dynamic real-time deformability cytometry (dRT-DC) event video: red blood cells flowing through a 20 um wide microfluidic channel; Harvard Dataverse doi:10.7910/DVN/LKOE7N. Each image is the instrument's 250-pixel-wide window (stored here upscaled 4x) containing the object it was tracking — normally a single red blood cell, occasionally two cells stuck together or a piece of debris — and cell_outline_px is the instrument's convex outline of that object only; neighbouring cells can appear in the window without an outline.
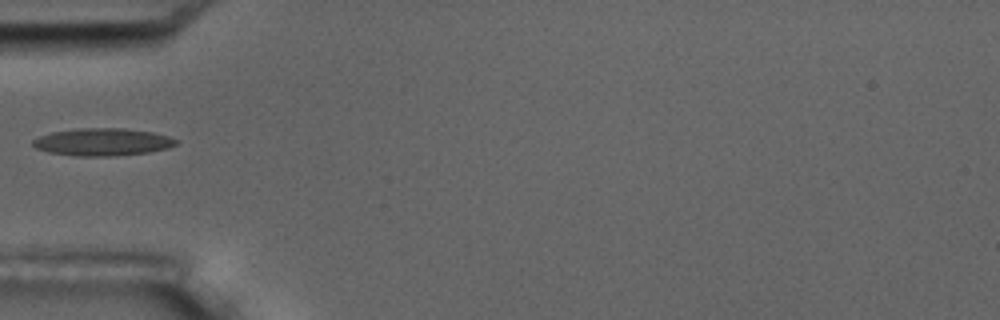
{"species": "common noctule bat (a hibernating species)", "species_latin": "Nyctalus noctula", "temperature_condition": "room temperature", "stored_images_in_passage": 5, "camera_frame_rate_fps": 3000, "um_per_image_px": 0.085, "animal": {"sex": "male", "body_mass_g": 17.5, "forearm_length_mm": 52.3}, "frame": {"image": 1, "passage_image": 5, "time_ms": 4.667, "image_size_px": [1000, 320], "cell_outline_px": [[180, 140], [176, 144], [168, 148], [148, 152], [112, 156], [76, 156], [48, 152], [36, 148], [32, 144], [32, 140], [40, 136], [52, 132], [76, 128], [124, 128], [152, 132], [168, 136]], "centroid_in_image_um": [8.72, 12.06], "position_along_channel_um": 76.3, "area_um2": 22.95}}